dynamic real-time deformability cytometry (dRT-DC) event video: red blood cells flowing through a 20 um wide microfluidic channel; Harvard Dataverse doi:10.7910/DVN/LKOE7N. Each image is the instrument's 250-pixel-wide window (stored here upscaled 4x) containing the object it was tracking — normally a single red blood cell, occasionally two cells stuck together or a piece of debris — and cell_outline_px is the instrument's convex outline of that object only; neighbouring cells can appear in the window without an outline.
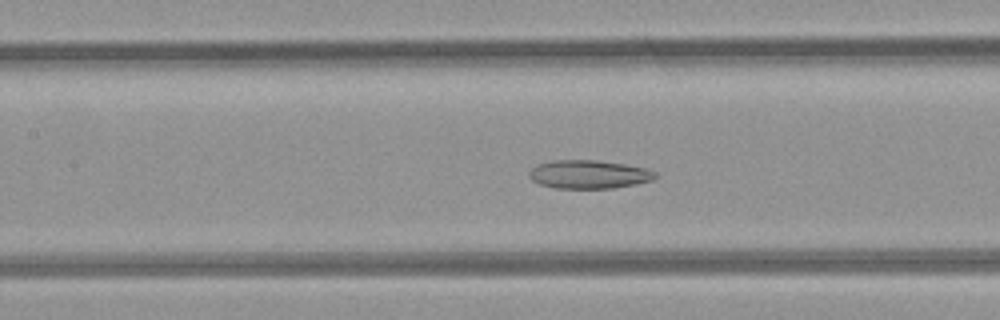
{"species": "common noctule bat (a hibernating species)", "species_latin": "Nyctalus noctula", "temperature_condition": "room temperature", "stored_images_in_passage": 39, "camera_frame_rate_fps": 3000, "um_per_image_px": 0.085, "animal": {"sex": "female", "body_mass_g": 21.9}, "frame": {"image": 1, "passage_image": 15, "time_ms": 4.667, "image_size_px": [1000, 320], "cell_outline_px": [[656, 176], [652, 180], [636, 184], [612, 188], [556, 188], [540, 184], [532, 180], [528, 176], [528, 172], [536, 164], [552, 160], [596, 160], [624, 164], [648, 168], [656, 172]], "centroid_in_image_um": [50.04, 14.81], "position_along_channel_um": 157.4, "area_um2": 20.98}}
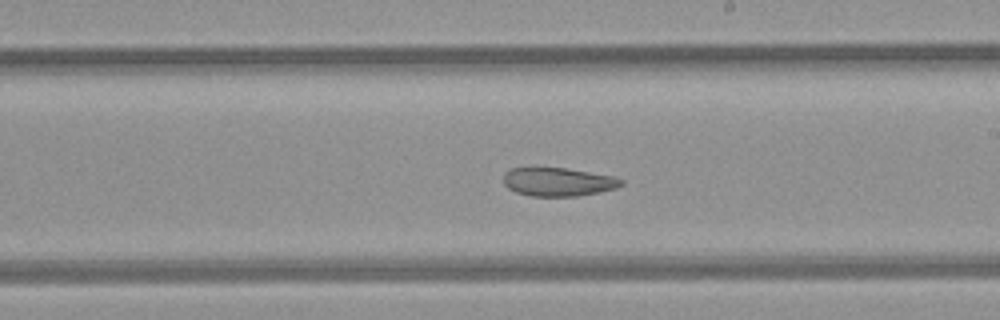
{"frame": {"image": 2, "passage_image": 21, "time_ms": 6.667, "image_size_px": [1000, 320], "cell_outline_px": [[624, 184], [616, 188], [600, 192], [576, 196], [532, 196], [516, 192], [508, 188], [504, 184], [504, 172], [512, 168], [564, 168], [612, 176], [624, 180]], "centroid_in_image_um": [47.44, 15.46], "position_along_channel_um": 241.6, "area_um2": 19.42}}
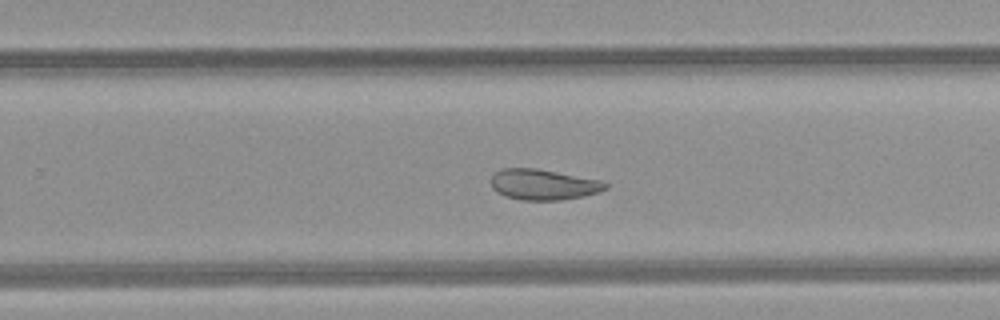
{"frame": {"image": 3, "passage_image": 24, "time_ms": 7.667, "image_size_px": [1000, 320], "cell_outline_px": [[608, 188], [600, 192], [584, 196], [560, 200], [520, 200], [504, 196], [496, 192], [492, 188], [492, 176], [500, 168], [536, 168], [600, 180], [608, 184]], "centroid_in_image_um": [46.18, 15.69], "position_along_channel_um": 283.6, "area_um2": 20.52}, "authors_computed_cell_mechanics": {"area_um2": 21.0392, "velocity_mm_per_s": 4.2298, "shape_relaxation_time_tau1_ms": null, "shape_relaxation_time_tau2_ms": 3.4767, "deformation_change_tau1": null, "deformation_change_tau2": 0.1071}}